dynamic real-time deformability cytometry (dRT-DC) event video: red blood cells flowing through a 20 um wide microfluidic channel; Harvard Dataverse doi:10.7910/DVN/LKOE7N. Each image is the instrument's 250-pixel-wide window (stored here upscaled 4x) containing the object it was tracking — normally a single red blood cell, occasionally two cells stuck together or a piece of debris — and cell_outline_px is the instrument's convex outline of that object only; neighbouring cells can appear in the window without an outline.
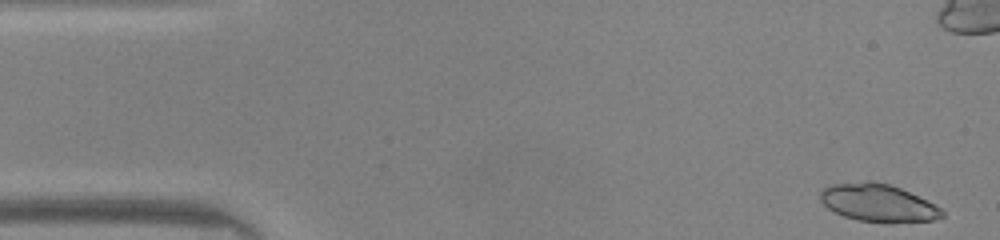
{"species": "common noctule bat (a hibernating species)", "species_latin": "Nyctalus noctula", "temperature_condition": "warm", "stored_images_in_passage": 47, "camera_frame_rate_fps": 3000, "um_per_image_px": 0.085, "animal": {"sex": "male", "body_mass_g": 20.0, "forearm_length_mm": 53.3}, "frame": {"image": 1, "passage_image": 1, "time_ms": 0.0, "image_size_px": [1000, 240], "cell_outline_px": [[944, 216], [936, 220], [892, 224], [888, 224], [860, 220], [844, 216], [828, 208], [820, 200], [820, 192], [824, 188], [832, 184], [864, 180], [868, 180], [888, 184], [900, 188], [940, 208], [944, 212]], "centroid_in_image_um": [74.63, 17.26], "position_along_channel_um": 10.4, "area_um2": 26.82}}